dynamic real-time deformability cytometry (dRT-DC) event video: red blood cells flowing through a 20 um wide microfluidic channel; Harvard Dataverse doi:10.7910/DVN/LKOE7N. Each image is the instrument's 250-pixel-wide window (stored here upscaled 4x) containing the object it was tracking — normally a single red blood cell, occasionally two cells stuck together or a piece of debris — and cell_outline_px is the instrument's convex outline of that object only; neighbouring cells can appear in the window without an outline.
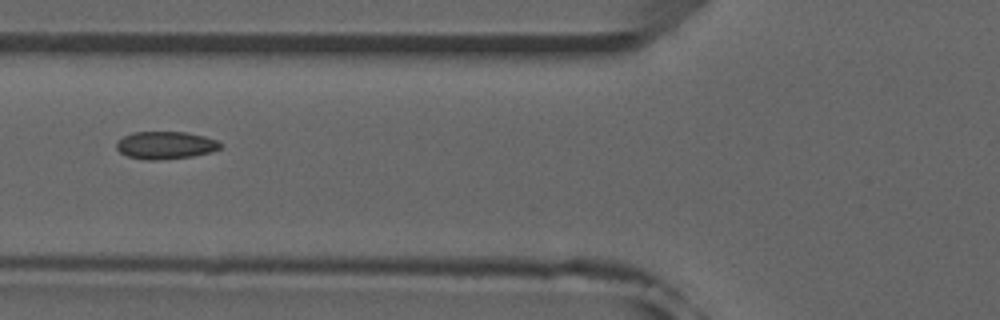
{"species": "common noctule bat (a hibernating species)", "species_latin": "Nyctalus noctula", "temperature_condition": "room temperature", "stored_images_in_passage": 28, "camera_frame_rate_fps": 3000, "um_per_image_px": 0.085, "animal": {"sex": "male", "forearm_length_mm": 52.5}, "frame": {"image": 1, "passage_image": 20, "time_ms": 6.333, "image_size_px": [1000, 320], "cell_outline_px": [[224, 144], [220, 148], [212, 152], [192, 156], [156, 160], [148, 160], [128, 156], [120, 152], [116, 148], [116, 144], [124, 136], [132, 132], [188, 132], [204, 136], [216, 140]], "centroid_in_image_um": [14.1, 12.34], "position_along_channel_um": 111.7, "area_um2": 16.65}}
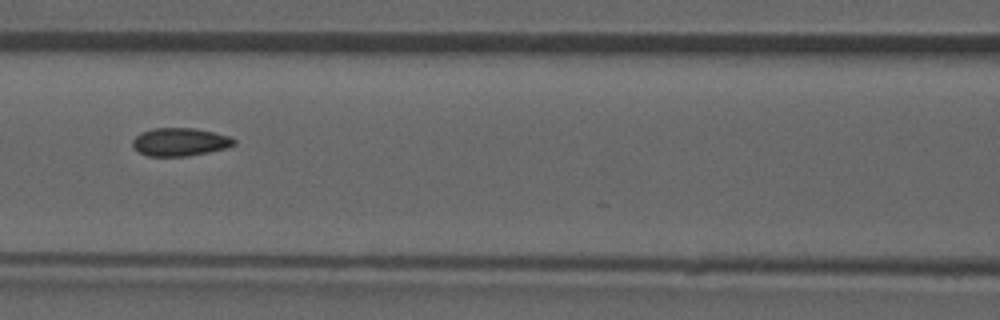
{"frame": {"image": 2, "passage_image": 23, "time_ms": 7.333, "image_size_px": [1000, 320], "cell_outline_px": [[236, 144], [228, 148], [188, 156], [148, 156], [136, 152], [132, 148], [132, 140], [140, 132], [156, 128], [196, 128], [232, 136], [236, 140]], "centroid_in_image_um": [15.3, 12.07], "position_along_channel_um": 151.3, "area_um2": 16.94}}